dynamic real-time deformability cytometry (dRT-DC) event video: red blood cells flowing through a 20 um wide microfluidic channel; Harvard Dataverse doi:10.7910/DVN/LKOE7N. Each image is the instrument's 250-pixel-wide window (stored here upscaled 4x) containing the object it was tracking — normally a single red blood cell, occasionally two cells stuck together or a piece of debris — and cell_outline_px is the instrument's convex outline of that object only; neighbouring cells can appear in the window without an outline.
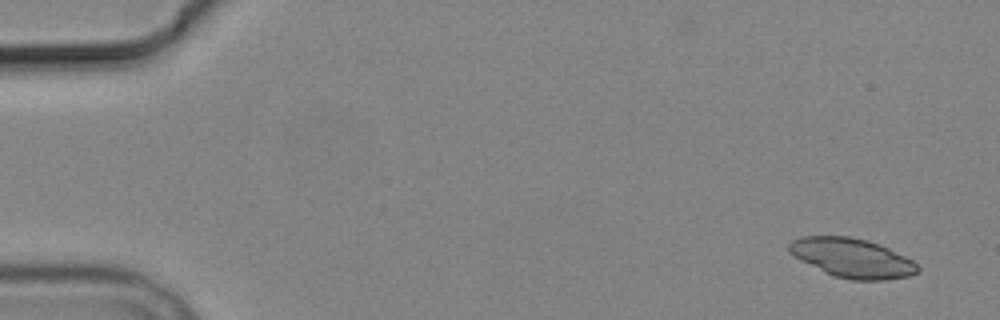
{"species": "common noctule bat (a hibernating species)", "species_latin": "Nyctalus noctula", "temperature_condition": "cold", "stored_images_in_passage": 6, "segment_of_instrument_passage": [1, 2], "camera_frame_rate_fps": 3000, "um_per_image_px": 0.085, "animal": {"sex": "male", "body_mass_g": 19.2, "forearm_length_mm": 51.8}, "frame": {"image": 1, "passage_image": 1, "time_ms": 0.0, "image_size_px": [1000, 320], "cell_outline_px": [[920, 268], [916, 272], [908, 276], [884, 280], [852, 280], [836, 276], [824, 272], [800, 260], [788, 252], [788, 244], [792, 240], [804, 236], [848, 236], [868, 240], [880, 244], [912, 260]], "centroid_in_image_um": [72.4, 21.92], "position_along_channel_um": 12.6, "area_um2": 29.25}}